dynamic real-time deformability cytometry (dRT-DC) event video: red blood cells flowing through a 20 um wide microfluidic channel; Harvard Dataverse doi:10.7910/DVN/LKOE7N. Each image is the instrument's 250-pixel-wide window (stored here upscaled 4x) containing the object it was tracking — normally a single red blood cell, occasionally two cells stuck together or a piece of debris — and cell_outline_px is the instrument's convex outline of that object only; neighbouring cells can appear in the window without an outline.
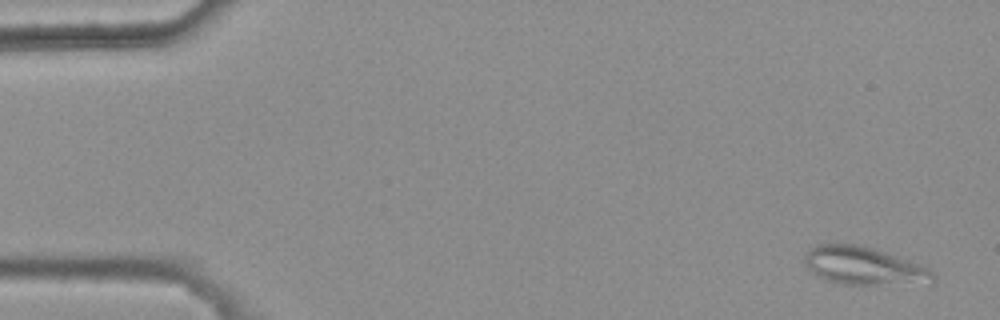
{"species": "common noctule bat (a hibernating species)", "species_latin": "Nyctalus noctula", "temperature_condition": "warm", "stored_images_in_passage": 6, "camera_frame_rate_fps": 3000, "um_per_image_px": 0.085, "animal": {"sex": "female", "body_mass_g": 25.1}, "frame": {"image": 1, "passage_image": 1, "time_ms": 0.0, "image_size_px": [1000, 320], "cell_outline_px": [[936, 280], [876, 284], [840, 284], [828, 280], [812, 272], [804, 264], [804, 256], [808, 248], [816, 244], [860, 244], [876, 248], [920, 264], [936, 272]], "centroid_in_image_um": [73.36, 22.55], "position_along_channel_um": 11.6, "area_um2": 28.09}}